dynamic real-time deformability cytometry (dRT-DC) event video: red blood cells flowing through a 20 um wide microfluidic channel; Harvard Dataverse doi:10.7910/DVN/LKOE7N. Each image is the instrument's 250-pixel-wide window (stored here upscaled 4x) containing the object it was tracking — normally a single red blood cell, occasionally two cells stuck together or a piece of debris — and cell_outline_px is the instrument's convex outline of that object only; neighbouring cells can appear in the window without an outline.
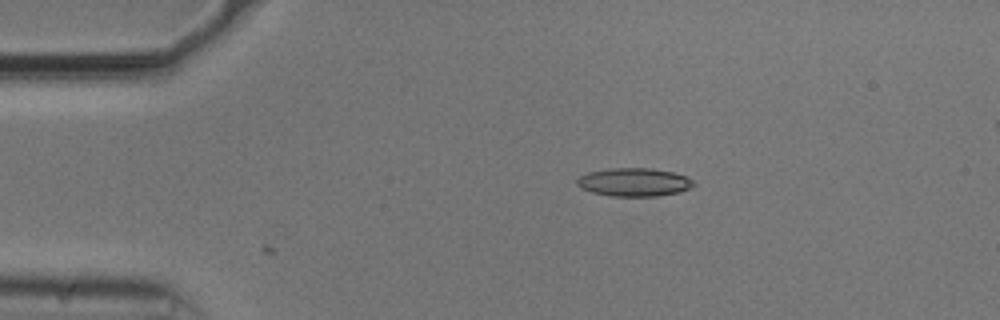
{"species": "common noctule bat (a hibernating species)", "species_latin": "Nyctalus noctula", "temperature_condition": "cold", "stored_images_in_passage": 11, "camera_frame_rate_fps": 3000, "um_per_image_px": 0.085, "animal": {"sex": "male", "body_mass_g": 20.5, "forearm_length_mm": 52.5}, "frame": {"image": 1, "passage_image": 11, "time_ms": 3.333, "image_size_px": [1000, 320], "cell_outline_px": [[696, 184], [680, 192], [656, 196], [612, 196], [592, 192], [580, 188], [576, 184], [576, 180], [580, 176], [588, 172], [608, 168], [652, 168], [672, 172], [684, 176], [692, 180]], "centroid_in_image_um": [53.86, 15.48], "position_along_channel_um": 31.1, "area_um2": 19.19}}